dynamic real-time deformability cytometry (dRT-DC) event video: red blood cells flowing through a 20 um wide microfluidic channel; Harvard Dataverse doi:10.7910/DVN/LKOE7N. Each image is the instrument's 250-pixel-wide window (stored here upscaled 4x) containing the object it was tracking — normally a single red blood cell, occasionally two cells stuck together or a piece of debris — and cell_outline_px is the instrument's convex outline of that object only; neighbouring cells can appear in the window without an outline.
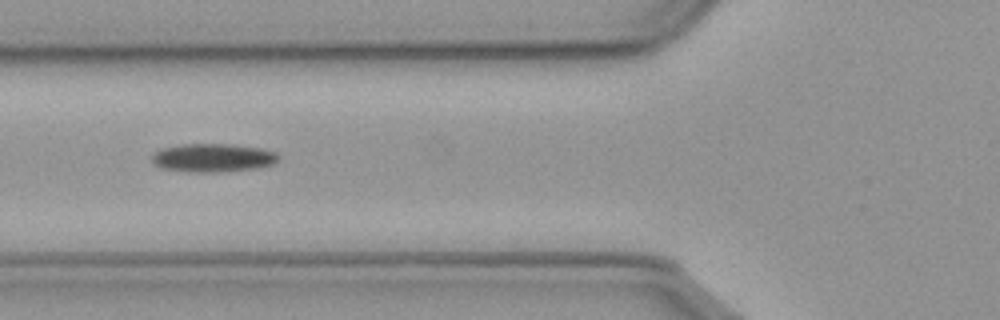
{"species": "common noctule bat (a hibernating species)", "species_latin": "Nyctalus noctula", "temperature_condition": "cold", "stored_images_in_passage": 31, "camera_frame_rate_fps": 3000, "um_per_image_px": 0.085, "animal": {"sex": "male", "body_mass_g": 23.1, "forearm_length_mm": 52.7}, "frame": {"image": 1, "passage_image": 5, "time_ms": 1.333, "image_size_px": [1000, 320], "cell_outline_px": [[276, 160], [272, 164], [260, 168], [216, 172], [196, 172], [160, 168], [152, 160], [152, 156], [156, 152], [164, 148], [184, 144], [228, 144], [260, 148], [276, 152]], "centroid_in_image_um": [18.1, 13.41], "position_along_channel_um": 107.7, "area_um2": 20.58}, "authors_computed_cell_mechanics": {"area_um2": 19.5942, "velocity_mm_per_s": 3.6052, "shape_relaxation_time_tau1_ms": 5.1336, "shape_relaxation_time_tau2_ms": null, "deformation_change_tau1": 0.1239, "deformation_change_tau2": null}}